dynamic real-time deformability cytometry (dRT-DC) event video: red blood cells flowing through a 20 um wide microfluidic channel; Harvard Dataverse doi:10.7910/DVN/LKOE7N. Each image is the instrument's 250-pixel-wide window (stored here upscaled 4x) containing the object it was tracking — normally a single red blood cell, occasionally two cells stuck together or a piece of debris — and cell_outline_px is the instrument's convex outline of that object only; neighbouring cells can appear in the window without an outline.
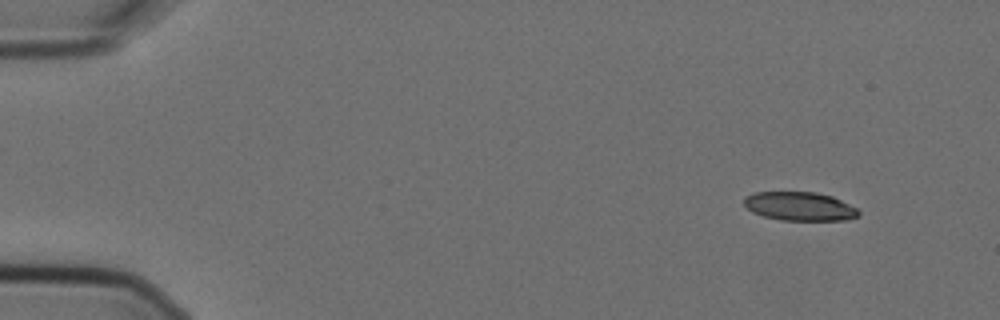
{"species": "Egyptian fruit bat (a non-hibernating species)", "species_latin": "Rousettus aegyptiacus", "temperature_condition": "cold", "stored_images_in_passage": 4, "camera_frame_rate_fps": 3000, "um_per_image_px": 0.085, "animal": {"sex": "female"}, "frame": {"image": 1, "passage_image": 2, "time_ms": 0.333, "image_size_px": [1000, 320], "cell_outline_px": [[860, 216], [848, 220], [780, 220], [764, 216], [752, 212], [744, 204], [744, 196], [752, 192], [816, 192], [832, 196], [856, 208], [860, 212]], "centroid_in_image_um": [67.97, 17.53], "position_along_channel_um": 17.0, "area_um2": 19.25}}
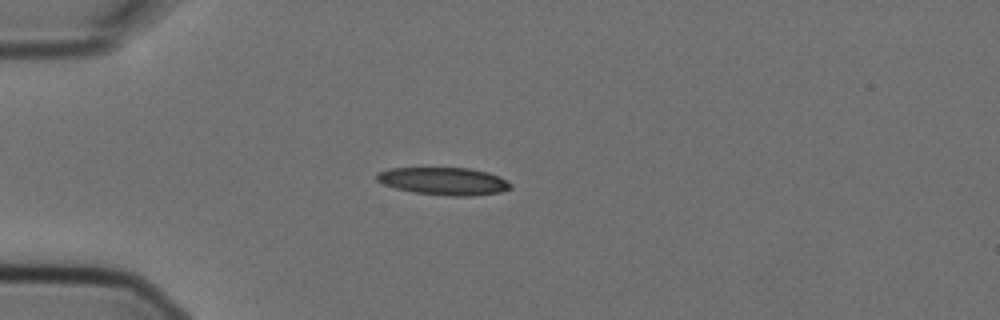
{"frame": {"image": 2, "passage_image": 4, "time_ms": 1.0, "image_size_px": [1000, 320], "cell_outline_px": [[512, 188], [500, 192], [472, 196], [452, 196], [412, 192], [396, 188], [384, 184], [376, 180], [376, 176], [380, 172], [388, 168], [468, 168], [488, 172], [500, 176], [508, 180], [512, 184]], "centroid_in_image_um": [37.77, 15.4], "position_along_channel_um": 47.2, "area_um2": 21.56}}